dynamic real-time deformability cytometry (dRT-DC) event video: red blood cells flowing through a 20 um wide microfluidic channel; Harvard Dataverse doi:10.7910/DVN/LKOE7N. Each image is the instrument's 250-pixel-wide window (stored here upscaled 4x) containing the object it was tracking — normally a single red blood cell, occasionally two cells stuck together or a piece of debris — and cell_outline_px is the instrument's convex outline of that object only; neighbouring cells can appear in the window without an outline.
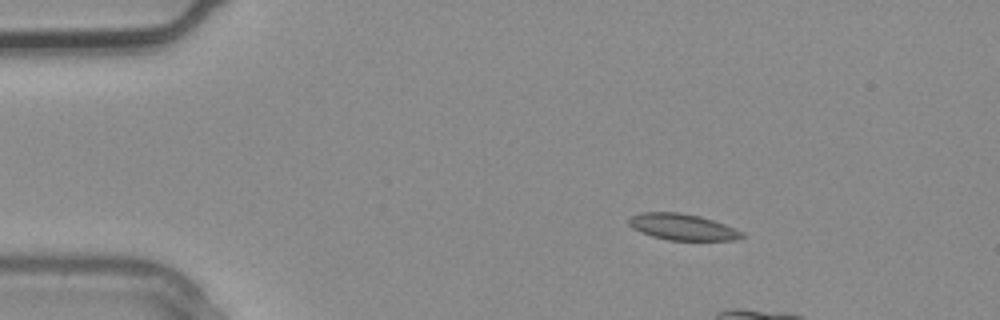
{"species": "common noctule bat (a hibernating species)", "species_latin": "Nyctalus noctula", "temperature_condition": "warm", "stored_images_in_passage": 3, "camera_frame_rate_fps": 3000, "um_per_image_px": 0.085, "animal": {"sex": "male", "body_mass_g": 20.4}, "frame": {"image": 1, "passage_image": 1, "time_ms": 0.0, "image_size_px": [1000, 320], "cell_outline_px": [[744, 236], [736, 240], [668, 240], [652, 236], [632, 228], [628, 224], [628, 220], [632, 216], [640, 212], [680, 212], [700, 216], [724, 224], [744, 232]], "centroid_in_image_um": [58.0, 19.29], "position_along_channel_um": 27.0, "area_um2": 17.28}}